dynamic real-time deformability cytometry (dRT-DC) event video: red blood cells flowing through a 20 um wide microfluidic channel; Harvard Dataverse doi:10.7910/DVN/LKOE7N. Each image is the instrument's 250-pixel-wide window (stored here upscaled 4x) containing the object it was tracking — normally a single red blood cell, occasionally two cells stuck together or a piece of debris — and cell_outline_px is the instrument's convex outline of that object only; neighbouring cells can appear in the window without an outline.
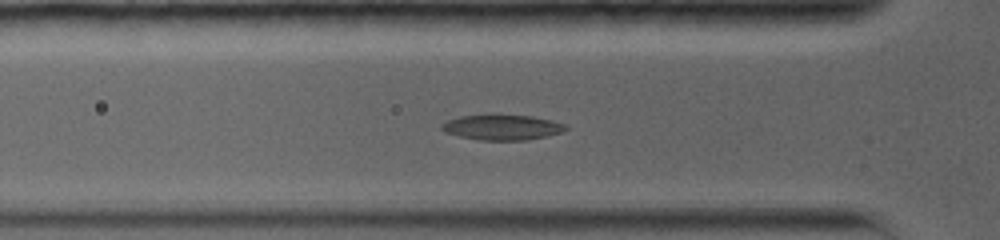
{"species": "common noctule bat (a hibernating species)", "species_latin": "Nyctalus noctula", "temperature_condition": "warm", "stored_images_in_passage": 31, "camera_frame_rate_fps": 5000, "um_per_image_px": 0.085, "animal": {"sex": "female", "body_mass_g": 19.0, "forearm_length_mm": 56.7}, "frame": {"image": 1, "passage_image": 7, "time_ms": 3.6, "image_size_px": [1000, 240], "cell_outline_px": [[568, 128], [560, 132], [548, 136], [528, 140], [480, 140], [460, 136], [444, 132], [440, 128], [440, 124], [448, 120], [460, 116], [488, 112], [496, 112], [532, 116], [552, 120], [568, 124]], "centroid_in_image_um": [42.67, 10.77], "position_along_channel_um": 83.1, "area_um2": 19.19}}
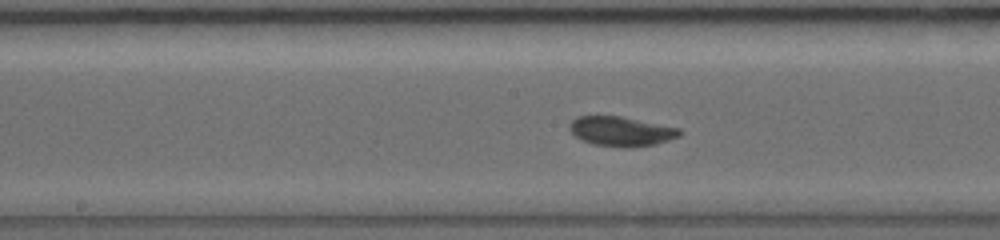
{"frame": {"image": 2, "passage_image": 17, "time_ms": 6.6, "image_size_px": [1000, 240], "cell_outline_px": [[684, 132], [680, 136], [656, 144], [624, 148], [592, 144], [576, 136], [568, 128], [568, 124], [576, 116], [620, 116], [680, 128]], "centroid_in_image_um": [52.81, 11.16], "position_along_channel_um": 195.4, "area_um2": 19.02}}
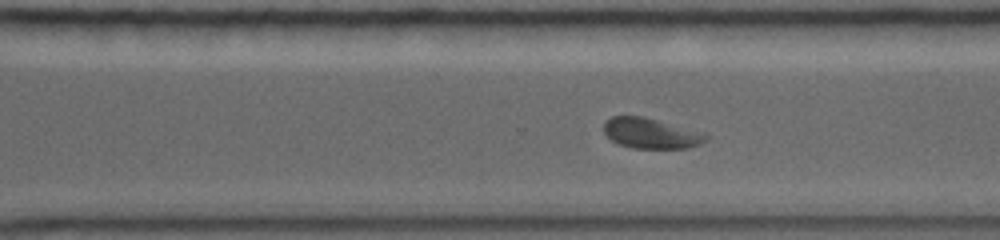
{"frame": {"image": 3, "passage_image": 28, "time_ms": 9.8, "image_size_px": [1000, 240], "cell_outline_px": [[708, 140], [700, 144], [688, 148], [632, 148], [620, 144], [612, 140], [604, 132], [604, 120], [612, 116], [644, 116], [708, 132]], "centroid_in_image_um": [55.4, 11.31], "position_along_channel_um": 315.2, "area_um2": 18.5}}